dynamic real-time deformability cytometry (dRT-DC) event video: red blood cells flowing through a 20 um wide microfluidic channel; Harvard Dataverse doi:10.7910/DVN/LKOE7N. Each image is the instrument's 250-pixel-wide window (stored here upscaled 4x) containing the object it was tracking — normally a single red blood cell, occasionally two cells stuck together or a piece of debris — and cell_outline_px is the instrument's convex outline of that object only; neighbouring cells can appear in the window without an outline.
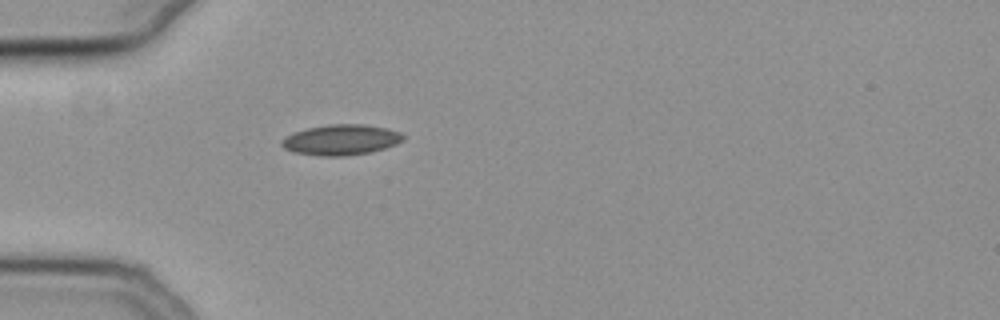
{"species": "common noctule bat (a hibernating species)", "species_latin": "Nyctalus noctula", "temperature_condition": "cold", "stored_images_in_passage": 34, "camera_frame_rate_fps": 3000, "um_per_image_px": 0.085, "animal": {"sex": "female", "body_mass_g": 19.3, "forearm_length_mm": 54.1}, "frame": {"image": 1, "passage_image": 1, "time_ms": 0.0, "image_size_px": [1000, 320], "cell_outline_px": [[404, 140], [396, 144], [384, 148], [368, 152], [344, 156], [320, 156], [292, 152], [284, 148], [280, 144], [280, 140], [292, 132], [308, 128], [328, 124], [364, 124], [384, 128], [400, 132], [404, 136]], "centroid_in_image_um": [28.94, 11.88], "position_along_channel_um": 56.1, "area_um2": 21.62}}
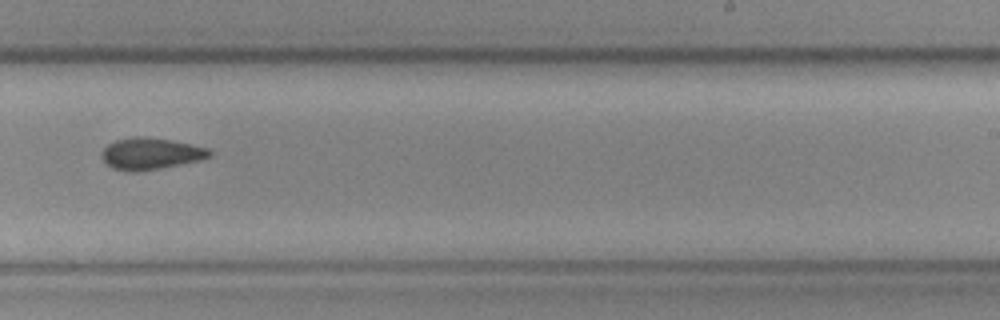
{"frame": {"image": 2, "passage_image": 19, "time_ms": 6.0, "image_size_px": [1000, 320], "cell_outline_px": [[212, 156], [200, 160], [160, 168], [136, 172], [112, 168], [104, 164], [100, 156], [100, 152], [108, 144], [116, 140], [132, 136], [136, 136], [168, 140], [208, 148], [212, 152]], "centroid_in_image_um": [12.75, 13.07], "position_along_channel_um": 276.3, "area_um2": 19.77}}
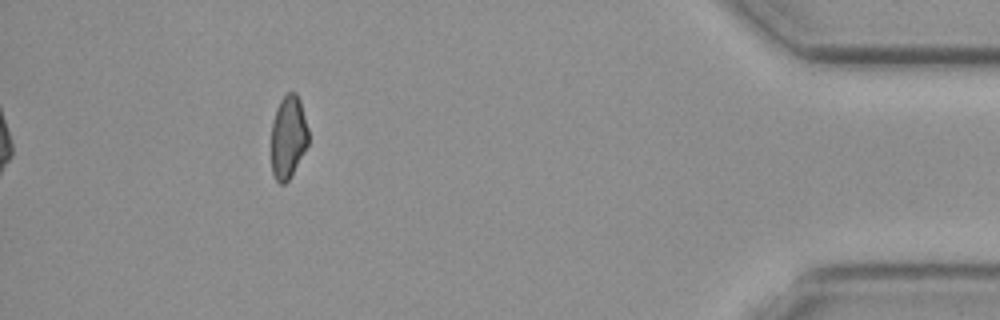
{"frame": {"image": 3, "passage_image": 34, "time_ms": 11.0, "image_size_px": [1000, 320], "cell_outline_px": [[308, 144], [288, 180], [284, 184], [280, 184], [276, 180], [272, 172], [272, 124], [276, 108], [280, 100], [288, 92], [296, 92], [300, 100], [308, 128]], "centroid_in_image_um": [24.5, 11.62], "position_along_channel_um": 410.7, "area_um2": 17.74}, "authors_computed_cell_mechanics": {"area_um2": 19.8254, "velocity_mm_per_s": 3.8231, "shape_relaxation_time_tau1_ms": null, "shape_relaxation_time_tau2_ms": 7.9011, "deformation_change_tau1": null, "deformation_change_tau2": 0.1163}}